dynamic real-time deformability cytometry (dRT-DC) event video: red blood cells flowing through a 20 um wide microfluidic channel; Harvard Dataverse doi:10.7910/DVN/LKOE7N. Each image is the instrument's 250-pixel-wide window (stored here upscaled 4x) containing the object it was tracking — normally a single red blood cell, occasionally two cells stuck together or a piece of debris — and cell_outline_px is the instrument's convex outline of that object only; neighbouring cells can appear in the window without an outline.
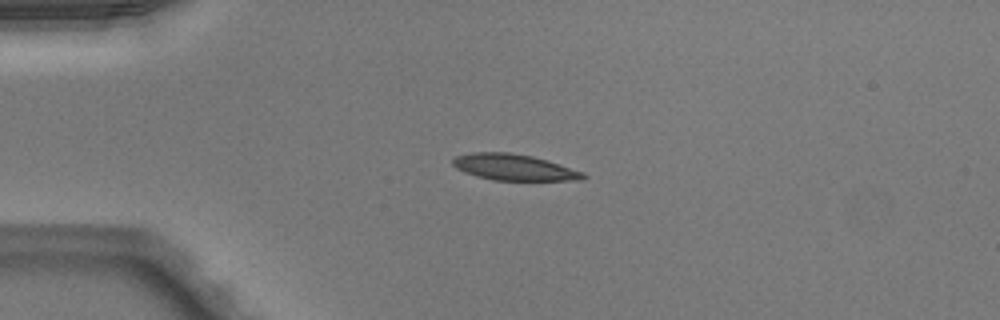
{"species": "Egyptian fruit bat (a non-hibernating species)", "species_latin": "Rousettus aegyptiacus", "temperature_condition": "warm", "stored_images_in_passage": 39, "camera_frame_rate_fps": 3000, "um_per_image_px": 0.085, "animal": {"sex": "male"}, "frame": {"image": 1, "passage_image": 1, "time_ms": 0.0, "image_size_px": [1000, 320], "cell_outline_px": [[588, 176], [580, 180], [492, 180], [476, 176], [464, 172], [456, 168], [452, 164], [452, 160], [456, 156], [472, 152], [508, 152], [532, 156], [548, 160], [584, 172]], "centroid_in_image_um": [43.69, 14.21], "position_along_channel_um": 41.3, "area_um2": 19.94}}
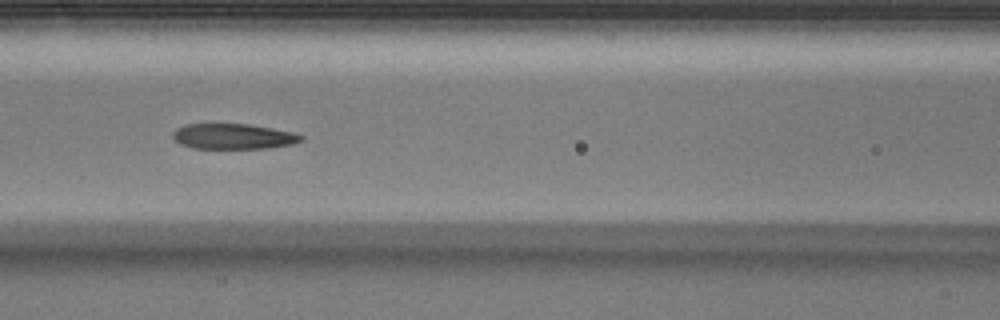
{"frame": {"image": 2, "passage_image": 11, "time_ms": 3.333, "image_size_px": [1000, 320], "cell_outline_px": [[304, 140], [292, 144], [264, 148], [192, 148], [180, 144], [172, 136], [172, 132], [176, 128], [184, 124], [248, 124], [272, 128], [292, 132], [304, 136]], "centroid_in_image_um": [19.81, 11.59], "position_along_channel_um": 146.8, "area_um2": 18.96}}
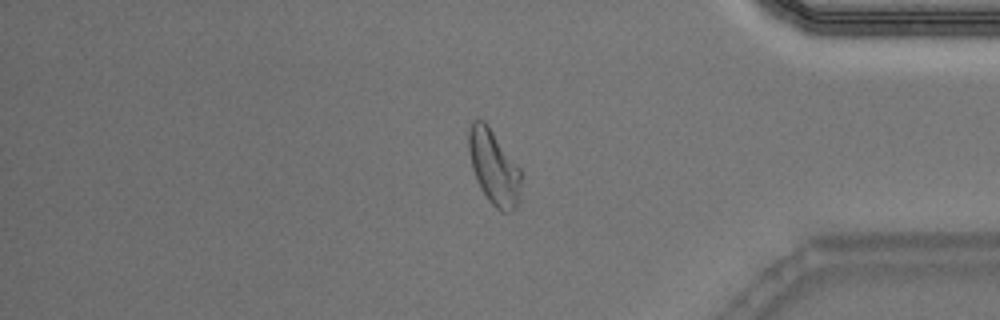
{"frame": {"image": 3, "passage_image": 31, "time_ms": 10.0, "image_size_px": [1000, 320], "cell_outline_px": [[520, 184], [516, 208], [508, 212], [500, 212], [488, 200], [480, 188], [472, 168], [468, 148], [468, 128], [472, 120], [484, 120], [488, 124], [520, 168]], "centroid_in_image_um": [41.95, 14.19], "position_along_channel_um": 393.3, "area_um2": 22.72}, "authors_computed_cell_mechanics": {"area_um2": 20.4034, "velocity_mm_per_s": 4.0322, "shape_relaxation_time_tau1_ms": 6.0339, "shape_relaxation_time_tau2_ms": 2.2476, "deformation_change_tau1": 0.2055, "deformation_change_tau2": 0.0914}}